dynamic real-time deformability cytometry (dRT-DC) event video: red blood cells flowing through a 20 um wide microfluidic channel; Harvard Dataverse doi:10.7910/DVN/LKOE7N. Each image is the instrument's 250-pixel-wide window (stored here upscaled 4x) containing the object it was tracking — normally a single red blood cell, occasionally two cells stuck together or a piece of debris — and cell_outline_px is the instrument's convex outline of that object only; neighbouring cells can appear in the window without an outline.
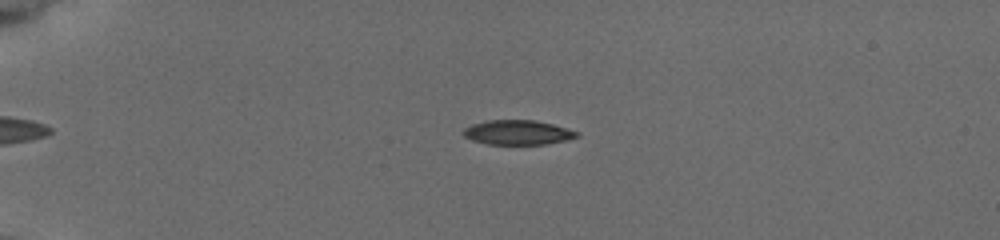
{"species": "common noctule bat (a hibernating species)", "species_latin": "Nyctalus noctula", "temperature_condition": "cold", "stored_images_in_passage": 56, "camera_frame_rate_fps": 3000, "um_per_image_px": 0.085, "animal": {"sex": "female", "body_mass_g": 19.5, "forearm_length_mm": 54.1}, "frame": {"image": 1, "passage_image": 15, "time_ms": 4.667, "image_size_px": [1000, 240], "cell_outline_px": [[580, 136], [568, 140], [548, 144], [488, 144], [472, 140], [464, 136], [460, 132], [464, 128], [472, 124], [484, 120], [536, 120], [568, 128], [580, 132]], "centroid_in_image_um": [44.02, 11.25], "position_along_channel_um": 41.0, "area_um2": 16.53}}
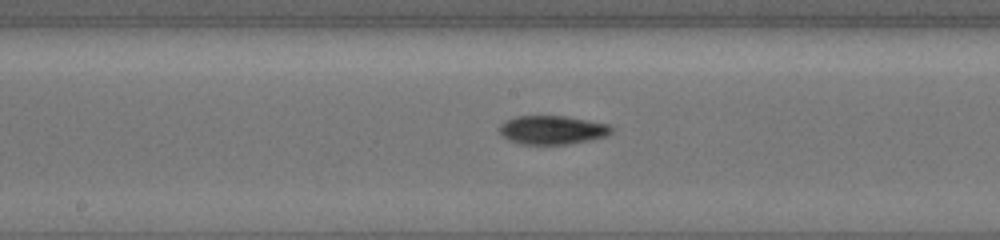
{"frame": {"image": 2, "passage_image": 32, "time_ms": 10.333, "image_size_px": [1000, 240], "cell_outline_px": [[616, 128], [608, 136], [568, 144], [520, 144], [508, 140], [500, 132], [500, 124], [516, 116], [564, 116], [608, 124]], "centroid_in_image_um": [46.98, 11.05], "position_along_channel_um": 201.2, "area_um2": 18.67}}
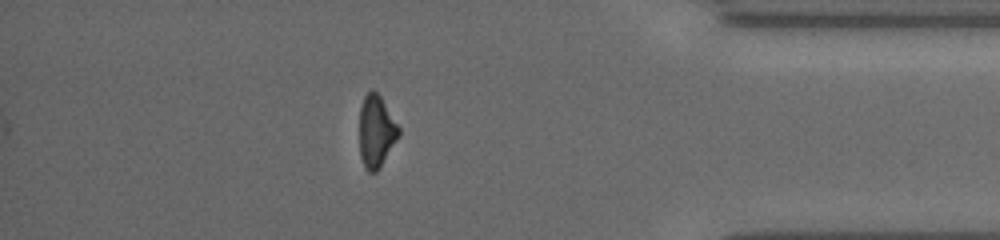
{"frame": {"image": 3, "passage_image": 50, "time_ms": 16.333, "image_size_px": [1000, 240], "cell_outline_px": [[400, 136], [380, 168], [376, 172], [368, 172], [364, 168], [360, 156], [360, 108], [364, 96], [372, 88], [380, 96], [400, 128]], "centroid_in_image_um": [31.99, 11.2], "position_along_channel_um": 403.2, "area_um2": 16.65}, "authors_computed_cell_mechanics": {"area_um2": 16.9932, "velocity_mm_per_s": 3.7888, "shape_relaxation_time_tau1_ms": 2.8554, "shape_relaxation_time_tau2_ms": null, "deformation_change_tau1": 0.1263, "deformation_change_tau2": null}}